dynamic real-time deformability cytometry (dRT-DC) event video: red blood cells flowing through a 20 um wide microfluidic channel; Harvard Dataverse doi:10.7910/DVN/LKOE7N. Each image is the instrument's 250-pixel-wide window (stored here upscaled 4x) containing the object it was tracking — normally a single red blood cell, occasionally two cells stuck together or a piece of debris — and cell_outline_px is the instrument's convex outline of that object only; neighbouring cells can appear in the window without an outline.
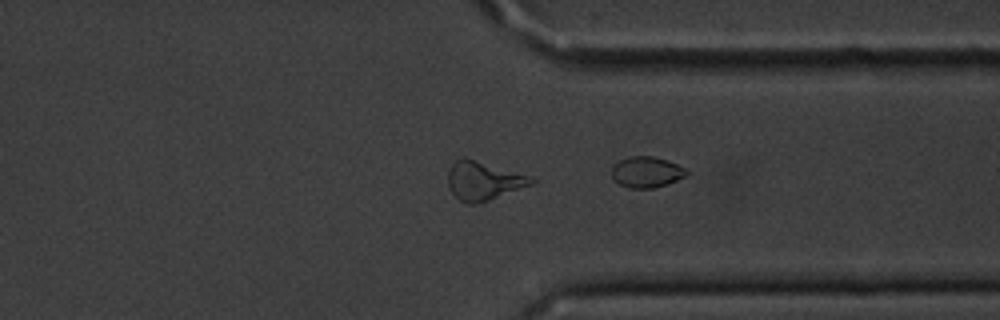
{"species": "common noctule bat (a hibernating species)", "species_latin": "Nyctalus noctula", "temperature_condition": "cold", "stored_images_in_passage": 42, "camera_frame_rate_fps": 3000, "um_per_image_px": 0.085, "animal": {"sex": "male", "body_mass_g": 20.1, "forearm_length_mm": 53.5}, "frame": {"image": 1, "passage_image": 42, "time_ms": 13.667, "image_size_px": [1000, 320], "cell_outline_px": [[688, 176], [652, 188], [628, 188], [620, 184], [612, 176], [612, 168], [620, 160], [632, 156], [652, 156], [676, 164], [684, 168], [688, 172]], "centroid_in_image_um": [54.96, 14.63], "position_along_channel_um": 356.4, "area_um2": 13.12}}